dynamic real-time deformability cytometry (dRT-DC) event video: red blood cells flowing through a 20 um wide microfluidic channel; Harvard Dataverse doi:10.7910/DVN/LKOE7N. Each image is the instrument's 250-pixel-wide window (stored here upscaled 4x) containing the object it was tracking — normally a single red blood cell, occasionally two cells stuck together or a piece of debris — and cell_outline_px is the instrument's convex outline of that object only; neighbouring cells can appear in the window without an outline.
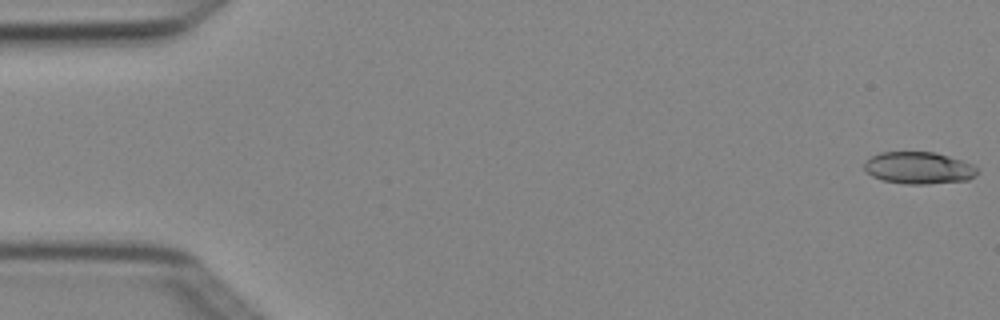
{"species": "Egyptian fruit bat (a non-hibernating species)", "species_latin": "Rousettus aegyptiacus", "temperature_condition": "cold", "stored_images_in_passage": 5, "camera_frame_rate_fps": 3000, "um_per_image_px": 0.085, "animal": {"sex": "female"}, "frame": {"image": 1, "passage_image": 1, "time_ms": 0.0, "image_size_px": [1000, 320], "cell_outline_px": [[980, 172], [976, 176], [968, 180], [928, 184], [904, 184], [884, 180], [872, 176], [864, 168], [864, 164], [872, 156], [880, 152], [936, 152], [972, 164], [980, 168]], "centroid_in_image_um": [78.15, 14.28], "position_along_channel_um": 6.9, "area_um2": 21.15}}
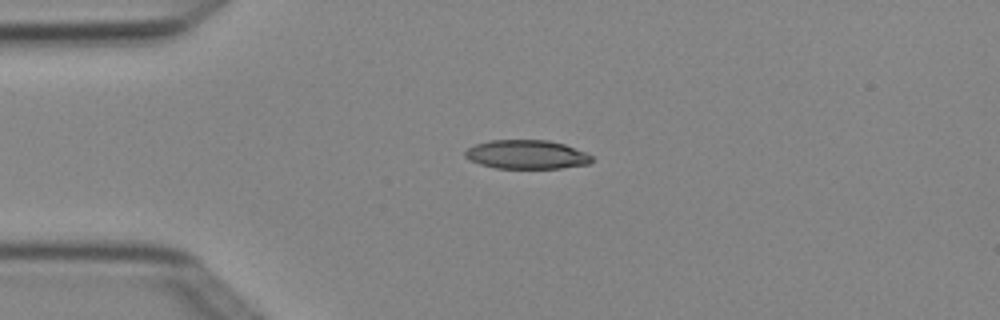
{"frame": {"image": 2, "passage_image": 4, "time_ms": 1.0, "image_size_px": [1000, 320], "cell_outline_px": [[592, 160], [588, 164], [560, 168], [496, 168], [480, 164], [468, 160], [464, 156], [464, 152], [468, 148], [476, 144], [492, 140], [548, 140], [564, 144], [584, 152], [592, 156]], "centroid_in_image_um": [44.73, 13.13], "position_along_channel_um": 40.3, "area_um2": 21.21}}